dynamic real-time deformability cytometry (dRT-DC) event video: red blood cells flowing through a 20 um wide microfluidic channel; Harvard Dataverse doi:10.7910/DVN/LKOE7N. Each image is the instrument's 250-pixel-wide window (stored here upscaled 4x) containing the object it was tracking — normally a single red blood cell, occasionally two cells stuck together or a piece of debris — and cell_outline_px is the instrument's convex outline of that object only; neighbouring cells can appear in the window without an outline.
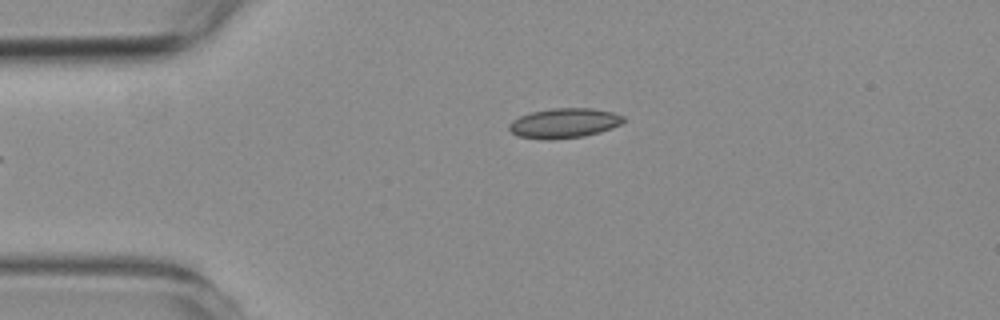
{"species": "common noctule bat (a hibernating species)", "species_latin": "Nyctalus noctula", "temperature_condition": "room temperature", "stored_images_in_passage": 40, "camera_frame_rate_fps": 3000, "um_per_image_px": 0.085, "animal": {"sex": "female", "body_mass_g": 19.3, "forearm_length_mm": 54.1}, "frame": {"image": 1, "passage_image": 1, "time_ms": 0.0, "image_size_px": [1000, 320], "cell_outline_px": [[624, 120], [620, 124], [612, 128], [600, 132], [584, 136], [552, 140], [544, 140], [516, 136], [508, 128], [508, 124], [512, 120], [520, 116], [532, 112], [552, 108], [592, 108], [612, 112], [624, 116]], "centroid_in_image_um": [47.93, 10.47], "position_along_channel_um": 37.1, "area_um2": 20.0}}
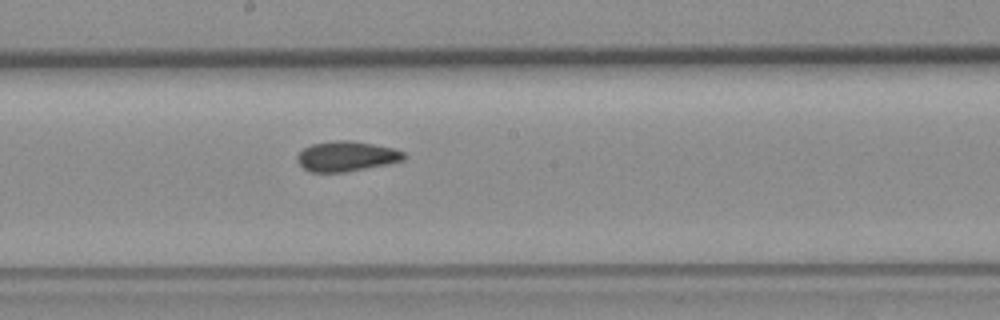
{"frame": {"image": 2, "passage_image": 19, "time_ms": 6.0, "image_size_px": [1000, 320], "cell_outline_px": [[408, 156], [404, 160], [388, 164], [344, 172], [312, 172], [304, 168], [296, 160], [296, 156], [304, 148], [312, 144], [332, 140], [352, 140], [392, 148], [404, 152]], "centroid_in_image_um": [29.46, 13.28], "position_along_channel_um": 218.7, "area_um2": 18.73}}
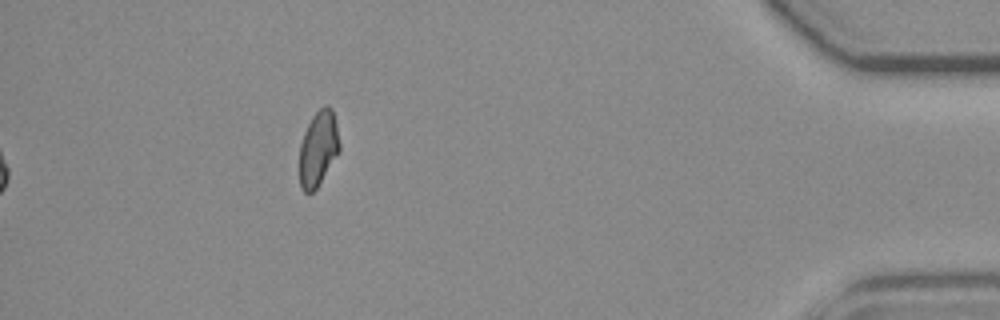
{"frame": {"image": 3, "passage_image": 40, "time_ms": 13.0, "image_size_px": [1000, 320], "cell_outline_px": [[340, 152], [316, 188], [312, 192], [304, 192], [300, 188], [300, 144], [304, 132], [312, 116], [324, 104], [328, 104], [332, 108], [336, 124], [340, 144]], "centroid_in_image_um": [27.06, 12.6], "position_along_channel_um": 408.1, "area_um2": 17.57}, "authors_computed_cell_mechanics": {"area_um2": 18.7272, "velocity_mm_per_s": 3.5561, "shape_relaxation_time_tau1_ms": null, "shape_relaxation_time_tau2_ms": 3.0558, "deformation_change_tau1": null, "deformation_change_tau2": 0.0789}}